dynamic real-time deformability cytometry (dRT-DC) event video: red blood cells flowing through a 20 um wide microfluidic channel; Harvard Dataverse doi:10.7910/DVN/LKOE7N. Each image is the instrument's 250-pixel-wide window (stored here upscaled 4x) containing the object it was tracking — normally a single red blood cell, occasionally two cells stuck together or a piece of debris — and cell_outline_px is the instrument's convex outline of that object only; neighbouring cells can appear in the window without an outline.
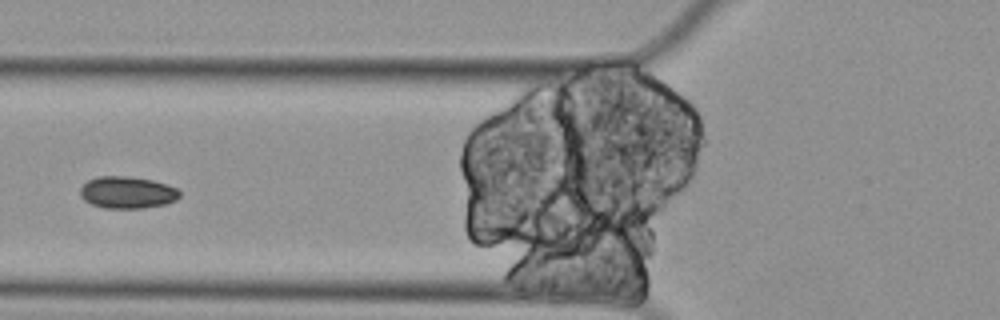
{"species": "Egyptian fruit bat (a non-hibernating species)", "species_latin": "Rousettus aegyptiacus", "temperature_condition": "cold", "stored_images_in_passage": 7, "segment_of_instrument_passage": [2, 2], "camera_frame_rate_fps": 3000, "um_per_image_px": 0.085, "animal": {"sex": "female"}, "frame": {"image": 1, "passage_image": 6, "time_ms": 1.667, "image_size_px": [1000, 320], "cell_outline_px": [[180, 196], [176, 200], [164, 204], [144, 208], [104, 208], [92, 204], [84, 200], [80, 196], [80, 188], [88, 180], [100, 176], [124, 176], [152, 180], [168, 184], [176, 188], [180, 192]], "centroid_in_image_um": [10.82, 16.36], "position_along_channel_um": 115.0, "area_um2": 18.5}}
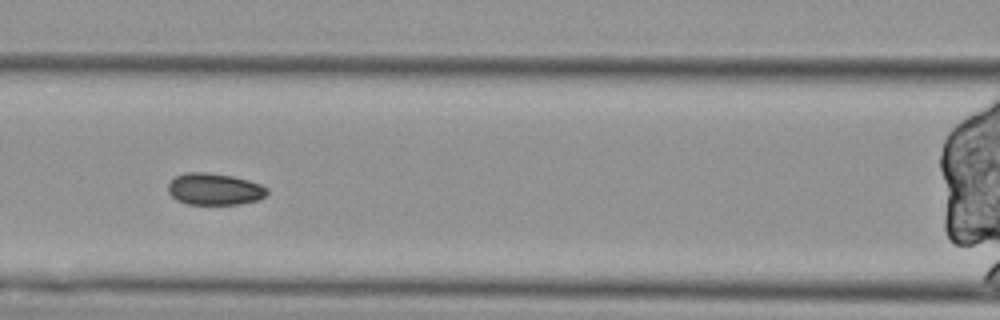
{"frame": {"image": 2, "passage_image": 7, "time_ms": 2.0, "image_size_px": [1000, 320], "cell_outline_px": [[268, 192], [260, 200], [236, 204], [188, 204], [176, 200], [168, 192], [168, 184], [176, 176], [184, 172], [204, 172], [232, 176], [248, 180], [260, 184], [268, 188]], "centroid_in_image_um": [18.22, 16.07], "position_along_channel_um": 148.4, "area_um2": 18.32}}